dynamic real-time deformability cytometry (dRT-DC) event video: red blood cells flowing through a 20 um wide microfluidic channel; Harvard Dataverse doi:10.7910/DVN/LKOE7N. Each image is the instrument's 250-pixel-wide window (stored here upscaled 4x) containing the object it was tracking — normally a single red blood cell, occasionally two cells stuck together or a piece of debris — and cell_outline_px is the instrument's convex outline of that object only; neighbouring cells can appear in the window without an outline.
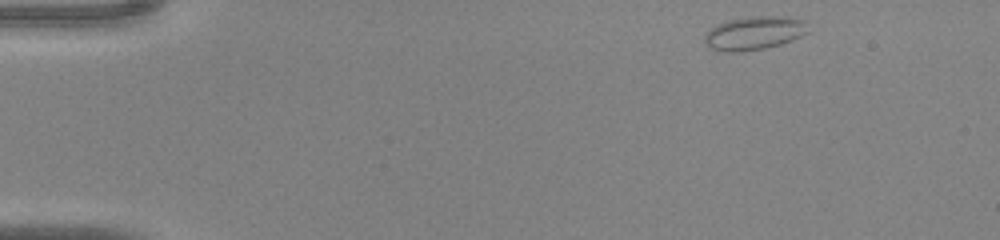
{"species": "common noctule bat (a hibernating species)", "species_latin": "Nyctalus noctula", "temperature_condition": "warm", "stored_images_in_passage": 40, "camera_frame_rate_fps": 3000, "um_per_image_px": 0.085, "animal": {"sex": "male", "body_mass_g": 20.0, "forearm_length_mm": 53.3}, "frame": {"image": 1, "passage_image": 1, "time_ms": 0.0, "image_size_px": [1000, 240], "cell_outline_px": [[808, 32], [792, 40], [780, 44], [764, 48], [736, 52], [728, 52], [712, 48], [704, 40], [704, 36], [712, 28], [728, 20], [752, 16], [768, 16], [804, 20]], "centroid_in_image_um": [64.1, 2.82], "position_along_channel_um": 20.9, "area_um2": 19.54}}
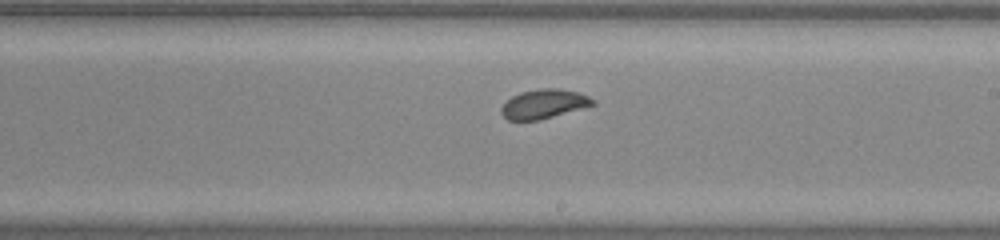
{"frame": {"image": 2, "passage_image": 22, "time_ms": 7.0, "image_size_px": [1000, 240], "cell_outline_px": [[596, 104], [540, 120], [508, 120], [500, 112], [500, 108], [512, 96], [520, 92], [544, 88], [560, 88], [576, 92], [588, 96], [596, 100]], "centroid_in_image_um": [46.23, 8.83], "position_along_channel_um": 242.8, "area_um2": 15.49}}
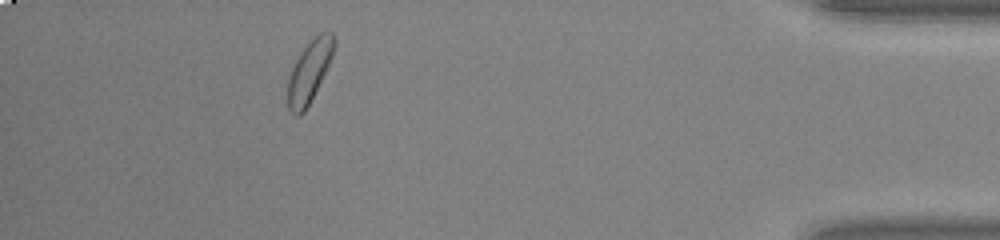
{"frame": {"image": 3, "passage_image": 36, "time_ms": 11.667, "image_size_px": [1000, 240], "cell_outline_px": [[336, 44], [332, 56], [304, 112], [300, 116], [296, 116], [288, 108], [288, 76], [300, 52], [320, 32], [332, 32], [336, 40]], "centroid_in_image_um": [26.28, 6.05], "position_along_channel_um": 408.9, "area_um2": 16.13}}